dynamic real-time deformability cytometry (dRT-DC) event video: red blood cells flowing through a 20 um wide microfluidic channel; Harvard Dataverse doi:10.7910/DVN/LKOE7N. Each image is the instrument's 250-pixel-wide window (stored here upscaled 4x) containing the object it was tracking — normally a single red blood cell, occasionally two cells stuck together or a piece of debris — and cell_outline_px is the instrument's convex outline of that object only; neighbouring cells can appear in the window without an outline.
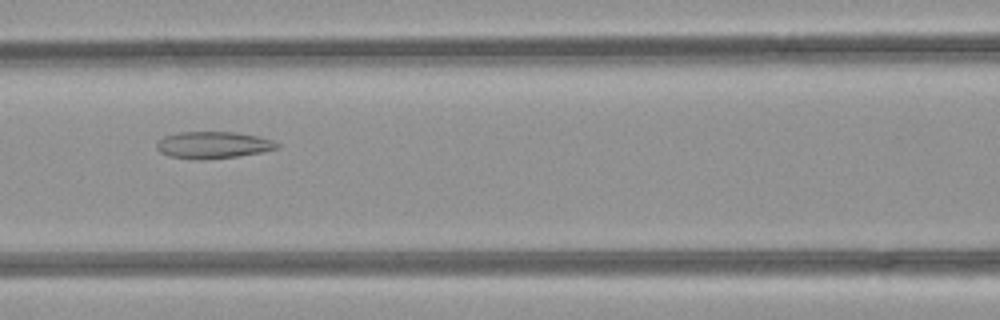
{"species": "common noctule bat (a hibernating species)", "species_latin": "Nyctalus noctula", "temperature_condition": "room temperature", "stored_images_in_passage": 35, "camera_frame_rate_fps": 3000, "um_per_image_px": 0.085, "animal": {"sex": "female", "body_mass_g": 21.9}, "frame": {"image": 1, "passage_image": 16, "time_ms": 5.0, "image_size_px": [1000, 320], "cell_outline_px": [[280, 148], [260, 152], [236, 156], [200, 160], [192, 160], [168, 156], [160, 152], [156, 148], [156, 144], [164, 136], [176, 132], [232, 132], [256, 136], [272, 140], [280, 144]], "centroid_in_image_um": [18.07, 12.33], "position_along_channel_um": 148.5, "area_um2": 18.84}}
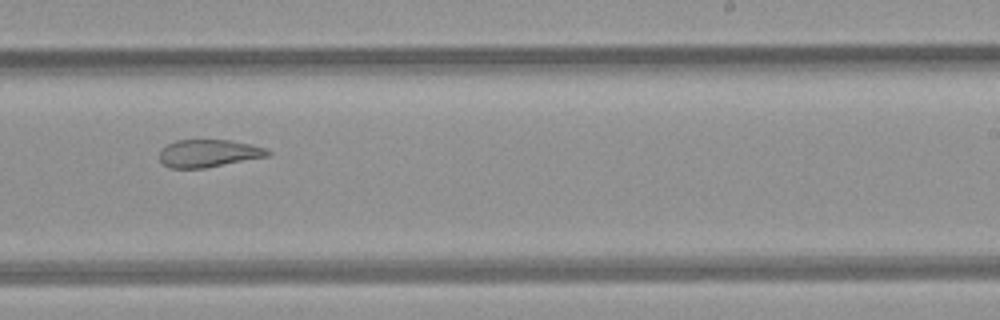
{"frame": {"image": 2, "passage_image": 25, "time_ms": 8.0, "image_size_px": [1000, 320], "cell_outline_px": [[272, 152], [268, 156], [204, 168], [168, 168], [160, 160], [160, 152], [168, 144], [176, 140], [232, 140], [252, 144], [268, 148]], "centroid_in_image_um": [17.77, 13.02], "position_along_channel_um": 271.2, "area_um2": 17.4}}
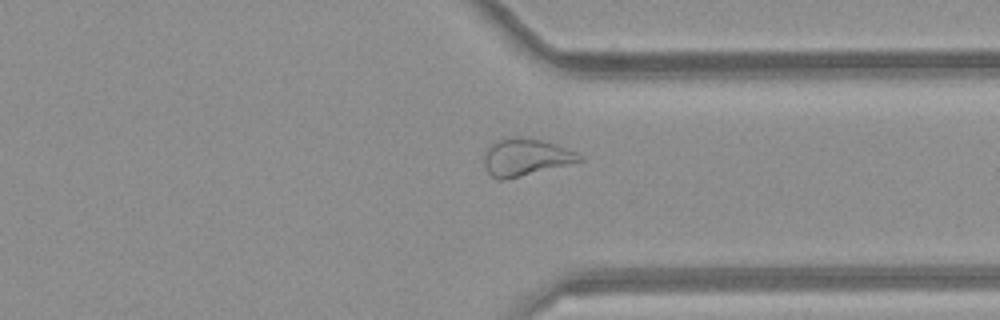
{"frame": {"image": 3, "passage_image": 32, "time_ms": 10.333, "image_size_px": [1000, 320], "cell_outline_px": [[584, 160], [504, 180], [496, 180], [488, 172], [484, 164], [484, 152], [492, 140], [516, 136], [520, 136], [540, 140], [556, 144], [576, 152], [584, 156]], "centroid_in_image_um": [44.63, 13.34], "position_along_channel_um": 366.8, "area_um2": 20.75}}